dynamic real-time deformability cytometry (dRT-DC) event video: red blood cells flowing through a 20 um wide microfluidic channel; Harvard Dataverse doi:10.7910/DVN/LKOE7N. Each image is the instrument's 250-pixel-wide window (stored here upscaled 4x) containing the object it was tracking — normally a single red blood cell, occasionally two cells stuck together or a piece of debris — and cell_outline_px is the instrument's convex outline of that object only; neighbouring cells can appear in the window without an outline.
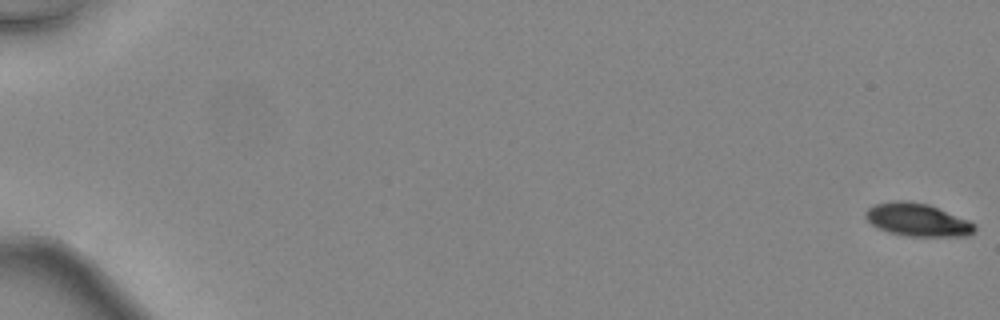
{"species": "common noctule bat (a hibernating species)", "species_latin": "Nyctalus noctula", "temperature_condition": "warm", "stored_images_in_passage": 48, "camera_frame_rate_fps": 3000, "um_per_image_px": 0.085, "animal": {"sex": "female", "body_mass_g": 24.6, "forearm_length_mm": 56.2}, "frame": {"image": 1, "passage_image": 1, "time_ms": 0.0, "image_size_px": [1000, 320], "cell_outline_px": [[976, 228], [968, 236], [908, 236], [888, 232], [872, 224], [864, 216], [864, 212], [868, 208], [876, 204], [892, 200], [908, 200], [928, 204], [968, 220], [976, 224]], "centroid_in_image_um": [77.97, 18.67], "position_along_channel_um": 7.0, "area_um2": 20.87}}
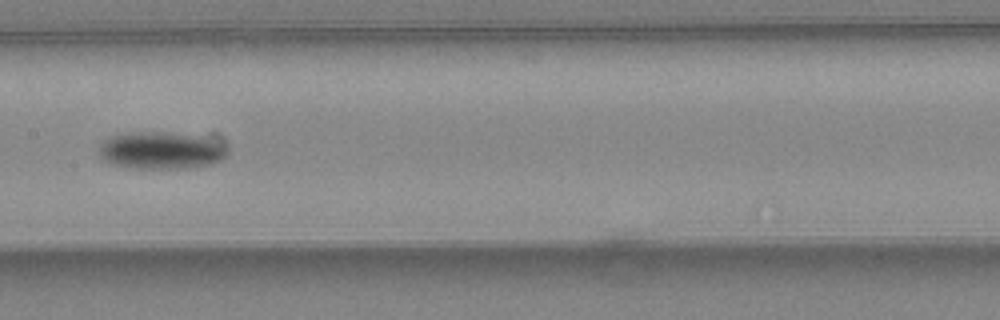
{"frame": {"image": 2, "passage_image": 27, "time_ms": 8.667, "image_size_px": [1000, 320], "cell_outline_px": [[228, 152], [224, 160], [212, 164], [196, 168], [128, 168], [108, 164], [100, 156], [100, 144], [104, 140], [112, 136], [128, 132], [160, 132], [196, 136], [224, 144], [228, 148]], "centroid_in_image_um": [13.69, 12.81], "position_along_channel_um": 193.7, "area_um2": 28.03}}
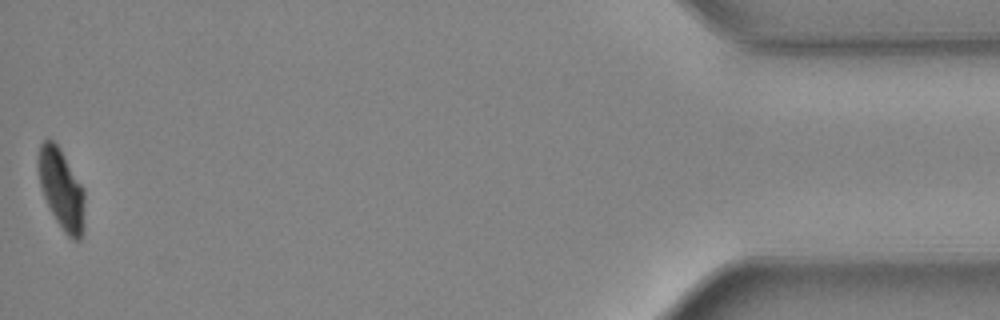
{"frame": {"image": 3, "passage_image": 48, "time_ms": 15.667, "image_size_px": [1000, 320], "cell_outline_px": [[84, 228], [80, 240], [72, 240], [64, 232], [56, 220], [44, 196], [40, 184], [40, 144], [48, 136], [60, 148], [84, 188]], "centroid_in_image_um": [5.27, 16.11], "position_along_channel_um": 429.9, "area_um2": 21.33}, "authors_computed_cell_mechanics": {"area_um2": 23.5246, "velocity_mm_per_s": 4.5484, "shape_relaxation_time_tau1_ms": 1.8297, "shape_relaxation_time_tau2_ms": null, "deformation_change_tau1": 0.1128, "deformation_change_tau2": null}}